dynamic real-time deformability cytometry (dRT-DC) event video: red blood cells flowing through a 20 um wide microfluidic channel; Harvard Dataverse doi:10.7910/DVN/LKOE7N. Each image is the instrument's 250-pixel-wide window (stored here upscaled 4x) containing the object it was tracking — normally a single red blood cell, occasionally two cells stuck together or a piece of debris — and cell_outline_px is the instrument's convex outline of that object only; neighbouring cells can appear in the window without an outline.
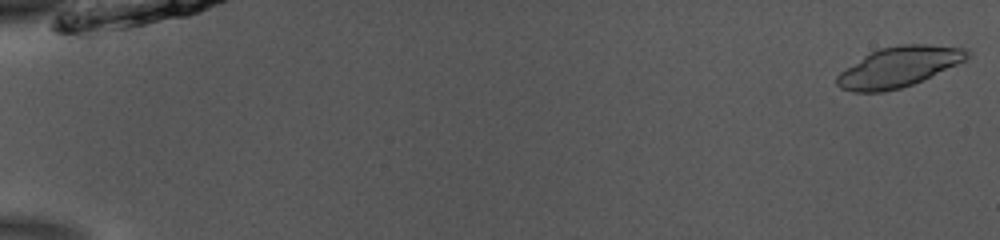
{"species": "common noctule bat (a hibernating species)", "species_latin": "Nyctalus noctula", "temperature_condition": "room temperature", "stored_images_in_passage": 31, "camera_frame_rate_fps": 3000, "um_per_image_px": 0.085, "animal": {"sex": "male", "body_mass_g": 13.0, "forearm_length_mm": 53.1}, "frame": {"image": 1, "passage_image": 1, "time_ms": 0.0, "image_size_px": [1000, 240], "cell_outline_px": [[972, 56], [956, 64], [912, 84], [900, 88], [884, 92], [852, 92], [840, 88], [836, 84], [836, 76], [840, 72], [864, 56], [880, 48], [900, 44], [928, 44], [968, 48], [972, 52]], "centroid_in_image_um": [76.4, 5.67], "position_along_channel_um": 8.6, "area_um2": 30.35}}